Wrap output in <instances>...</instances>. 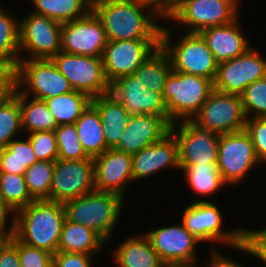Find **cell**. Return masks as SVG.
<instances>
[{
	"instance_id": "52a82bcc",
	"label": "cell",
	"mask_w": 266,
	"mask_h": 267,
	"mask_svg": "<svg viewBox=\"0 0 266 267\" xmlns=\"http://www.w3.org/2000/svg\"><path fill=\"white\" fill-rule=\"evenodd\" d=\"M56 68L68 80L73 90L84 93L90 99L110 93L102 57L58 52L51 58Z\"/></svg>"
},
{
	"instance_id": "ffe728a7",
	"label": "cell",
	"mask_w": 266,
	"mask_h": 267,
	"mask_svg": "<svg viewBox=\"0 0 266 267\" xmlns=\"http://www.w3.org/2000/svg\"><path fill=\"white\" fill-rule=\"evenodd\" d=\"M95 190L125 197V188L133 179L132 154L107 149L94 158Z\"/></svg>"
},
{
	"instance_id": "ab89813d",
	"label": "cell",
	"mask_w": 266,
	"mask_h": 267,
	"mask_svg": "<svg viewBox=\"0 0 266 267\" xmlns=\"http://www.w3.org/2000/svg\"><path fill=\"white\" fill-rule=\"evenodd\" d=\"M39 161L58 159V147L54 131H35L28 136Z\"/></svg>"
},
{
	"instance_id": "e0dca14e",
	"label": "cell",
	"mask_w": 266,
	"mask_h": 267,
	"mask_svg": "<svg viewBox=\"0 0 266 267\" xmlns=\"http://www.w3.org/2000/svg\"><path fill=\"white\" fill-rule=\"evenodd\" d=\"M107 42L103 24L93 11L83 18L62 23V52L102 57Z\"/></svg>"
},
{
	"instance_id": "8d00e7d4",
	"label": "cell",
	"mask_w": 266,
	"mask_h": 267,
	"mask_svg": "<svg viewBox=\"0 0 266 267\" xmlns=\"http://www.w3.org/2000/svg\"><path fill=\"white\" fill-rule=\"evenodd\" d=\"M22 129L21 106L14 95L0 107V149L5 148Z\"/></svg>"
},
{
	"instance_id": "6da1fadb",
	"label": "cell",
	"mask_w": 266,
	"mask_h": 267,
	"mask_svg": "<svg viewBox=\"0 0 266 267\" xmlns=\"http://www.w3.org/2000/svg\"><path fill=\"white\" fill-rule=\"evenodd\" d=\"M65 219L62 203L34 200L14 213L11 233L26 245L55 254Z\"/></svg>"
},
{
	"instance_id": "277c9868",
	"label": "cell",
	"mask_w": 266,
	"mask_h": 267,
	"mask_svg": "<svg viewBox=\"0 0 266 267\" xmlns=\"http://www.w3.org/2000/svg\"><path fill=\"white\" fill-rule=\"evenodd\" d=\"M213 91V80L172 71L163 91L170 123L192 119Z\"/></svg>"
},
{
	"instance_id": "7bdbcfd3",
	"label": "cell",
	"mask_w": 266,
	"mask_h": 267,
	"mask_svg": "<svg viewBox=\"0 0 266 267\" xmlns=\"http://www.w3.org/2000/svg\"><path fill=\"white\" fill-rule=\"evenodd\" d=\"M235 249L245 251L266 264V228L261 230H244V242Z\"/></svg>"
},
{
	"instance_id": "4316f807",
	"label": "cell",
	"mask_w": 266,
	"mask_h": 267,
	"mask_svg": "<svg viewBox=\"0 0 266 267\" xmlns=\"http://www.w3.org/2000/svg\"><path fill=\"white\" fill-rule=\"evenodd\" d=\"M75 125L88 157L94 159L107 150L100 115L91 103L82 112Z\"/></svg>"
},
{
	"instance_id": "d6a6232c",
	"label": "cell",
	"mask_w": 266,
	"mask_h": 267,
	"mask_svg": "<svg viewBox=\"0 0 266 267\" xmlns=\"http://www.w3.org/2000/svg\"><path fill=\"white\" fill-rule=\"evenodd\" d=\"M19 21L0 7V66L16 67L20 60Z\"/></svg>"
},
{
	"instance_id": "f6af8a7d",
	"label": "cell",
	"mask_w": 266,
	"mask_h": 267,
	"mask_svg": "<svg viewBox=\"0 0 266 267\" xmlns=\"http://www.w3.org/2000/svg\"><path fill=\"white\" fill-rule=\"evenodd\" d=\"M93 255L57 251L53 254L52 267H91Z\"/></svg>"
},
{
	"instance_id": "ee69618b",
	"label": "cell",
	"mask_w": 266,
	"mask_h": 267,
	"mask_svg": "<svg viewBox=\"0 0 266 267\" xmlns=\"http://www.w3.org/2000/svg\"><path fill=\"white\" fill-rule=\"evenodd\" d=\"M16 89V69L10 66H0V107L14 96Z\"/></svg>"
},
{
	"instance_id": "ba28073f",
	"label": "cell",
	"mask_w": 266,
	"mask_h": 267,
	"mask_svg": "<svg viewBox=\"0 0 266 267\" xmlns=\"http://www.w3.org/2000/svg\"><path fill=\"white\" fill-rule=\"evenodd\" d=\"M15 69L17 88L25 96H31V91L33 98L45 100L73 91L69 80L58 71L51 59L21 58Z\"/></svg>"
},
{
	"instance_id": "1f68e13d",
	"label": "cell",
	"mask_w": 266,
	"mask_h": 267,
	"mask_svg": "<svg viewBox=\"0 0 266 267\" xmlns=\"http://www.w3.org/2000/svg\"><path fill=\"white\" fill-rule=\"evenodd\" d=\"M37 161L32 144L27 140H12L0 149V173L24 175L28 167Z\"/></svg>"
},
{
	"instance_id": "d6986e66",
	"label": "cell",
	"mask_w": 266,
	"mask_h": 267,
	"mask_svg": "<svg viewBox=\"0 0 266 267\" xmlns=\"http://www.w3.org/2000/svg\"><path fill=\"white\" fill-rule=\"evenodd\" d=\"M110 93L130 115L168 116L163 95L146 89L134 74L113 81L110 84Z\"/></svg>"
},
{
	"instance_id": "5bb4252c",
	"label": "cell",
	"mask_w": 266,
	"mask_h": 267,
	"mask_svg": "<svg viewBox=\"0 0 266 267\" xmlns=\"http://www.w3.org/2000/svg\"><path fill=\"white\" fill-rule=\"evenodd\" d=\"M61 34L62 23L32 12L19 21L20 51L29 59H51L61 51Z\"/></svg>"
},
{
	"instance_id": "7c38bea8",
	"label": "cell",
	"mask_w": 266,
	"mask_h": 267,
	"mask_svg": "<svg viewBox=\"0 0 266 267\" xmlns=\"http://www.w3.org/2000/svg\"><path fill=\"white\" fill-rule=\"evenodd\" d=\"M256 164L255 147L245 130L220 135L217 166L226 184L241 183Z\"/></svg>"
},
{
	"instance_id": "30bf717a",
	"label": "cell",
	"mask_w": 266,
	"mask_h": 267,
	"mask_svg": "<svg viewBox=\"0 0 266 267\" xmlns=\"http://www.w3.org/2000/svg\"><path fill=\"white\" fill-rule=\"evenodd\" d=\"M170 132L177 140L180 168L217 163L219 134L199 126L192 119L172 123Z\"/></svg>"
},
{
	"instance_id": "d4e9b609",
	"label": "cell",
	"mask_w": 266,
	"mask_h": 267,
	"mask_svg": "<svg viewBox=\"0 0 266 267\" xmlns=\"http://www.w3.org/2000/svg\"><path fill=\"white\" fill-rule=\"evenodd\" d=\"M113 258L119 267H165L145 234L121 243Z\"/></svg>"
},
{
	"instance_id": "681fc988",
	"label": "cell",
	"mask_w": 266,
	"mask_h": 267,
	"mask_svg": "<svg viewBox=\"0 0 266 267\" xmlns=\"http://www.w3.org/2000/svg\"><path fill=\"white\" fill-rule=\"evenodd\" d=\"M14 214L8 207L7 205L4 203L2 195L0 193V225L6 226L7 223V216H9V213Z\"/></svg>"
},
{
	"instance_id": "44dd1931",
	"label": "cell",
	"mask_w": 266,
	"mask_h": 267,
	"mask_svg": "<svg viewBox=\"0 0 266 267\" xmlns=\"http://www.w3.org/2000/svg\"><path fill=\"white\" fill-rule=\"evenodd\" d=\"M169 116L131 115L115 150L135 154L170 132Z\"/></svg>"
},
{
	"instance_id": "7a4b0ae2",
	"label": "cell",
	"mask_w": 266,
	"mask_h": 267,
	"mask_svg": "<svg viewBox=\"0 0 266 267\" xmlns=\"http://www.w3.org/2000/svg\"><path fill=\"white\" fill-rule=\"evenodd\" d=\"M92 11L101 20L109 41L161 40L162 26L146 7L120 0H93Z\"/></svg>"
},
{
	"instance_id": "f907efd6",
	"label": "cell",
	"mask_w": 266,
	"mask_h": 267,
	"mask_svg": "<svg viewBox=\"0 0 266 267\" xmlns=\"http://www.w3.org/2000/svg\"><path fill=\"white\" fill-rule=\"evenodd\" d=\"M11 235V227L7 230L6 226L0 225V248L5 244Z\"/></svg>"
},
{
	"instance_id": "484cf974",
	"label": "cell",
	"mask_w": 266,
	"mask_h": 267,
	"mask_svg": "<svg viewBox=\"0 0 266 267\" xmlns=\"http://www.w3.org/2000/svg\"><path fill=\"white\" fill-rule=\"evenodd\" d=\"M106 242L93 230L65 219L57 251L98 255Z\"/></svg>"
},
{
	"instance_id": "836d02e7",
	"label": "cell",
	"mask_w": 266,
	"mask_h": 267,
	"mask_svg": "<svg viewBox=\"0 0 266 267\" xmlns=\"http://www.w3.org/2000/svg\"><path fill=\"white\" fill-rule=\"evenodd\" d=\"M184 170L188 186L200 195H210L216 193L226 183L218 171L217 163L188 165Z\"/></svg>"
},
{
	"instance_id": "cb8c5ba5",
	"label": "cell",
	"mask_w": 266,
	"mask_h": 267,
	"mask_svg": "<svg viewBox=\"0 0 266 267\" xmlns=\"http://www.w3.org/2000/svg\"><path fill=\"white\" fill-rule=\"evenodd\" d=\"M91 104L100 115L107 149H113L125 131L131 115L111 93L91 99Z\"/></svg>"
},
{
	"instance_id": "7402d4cb",
	"label": "cell",
	"mask_w": 266,
	"mask_h": 267,
	"mask_svg": "<svg viewBox=\"0 0 266 267\" xmlns=\"http://www.w3.org/2000/svg\"><path fill=\"white\" fill-rule=\"evenodd\" d=\"M167 167L180 169L178 144L171 132L160 141L152 143L132 155L133 179L135 181L152 176Z\"/></svg>"
},
{
	"instance_id": "60d3db41",
	"label": "cell",
	"mask_w": 266,
	"mask_h": 267,
	"mask_svg": "<svg viewBox=\"0 0 266 267\" xmlns=\"http://www.w3.org/2000/svg\"><path fill=\"white\" fill-rule=\"evenodd\" d=\"M20 267H52L53 254L18 240Z\"/></svg>"
},
{
	"instance_id": "8fae6325",
	"label": "cell",
	"mask_w": 266,
	"mask_h": 267,
	"mask_svg": "<svg viewBox=\"0 0 266 267\" xmlns=\"http://www.w3.org/2000/svg\"><path fill=\"white\" fill-rule=\"evenodd\" d=\"M192 120L221 135L245 130L247 117L241 95L214 90Z\"/></svg>"
},
{
	"instance_id": "7dc6e473",
	"label": "cell",
	"mask_w": 266,
	"mask_h": 267,
	"mask_svg": "<svg viewBox=\"0 0 266 267\" xmlns=\"http://www.w3.org/2000/svg\"><path fill=\"white\" fill-rule=\"evenodd\" d=\"M124 2H129L132 4L141 5L143 7H148V9L158 16L163 18H168L171 14L173 7V0H120Z\"/></svg>"
},
{
	"instance_id": "603a6c76",
	"label": "cell",
	"mask_w": 266,
	"mask_h": 267,
	"mask_svg": "<svg viewBox=\"0 0 266 267\" xmlns=\"http://www.w3.org/2000/svg\"><path fill=\"white\" fill-rule=\"evenodd\" d=\"M239 26L237 18L231 23L208 27L199 32L218 63L243 55L251 48Z\"/></svg>"
},
{
	"instance_id": "f35d334b",
	"label": "cell",
	"mask_w": 266,
	"mask_h": 267,
	"mask_svg": "<svg viewBox=\"0 0 266 267\" xmlns=\"http://www.w3.org/2000/svg\"><path fill=\"white\" fill-rule=\"evenodd\" d=\"M244 112L247 118L266 117V76L248 85L241 94ZM253 112V113H252Z\"/></svg>"
},
{
	"instance_id": "2e32d148",
	"label": "cell",
	"mask_w": 266,
	"mask_h": 267,
	"mask_svg": "<svg viewBox=\"0 0 266 267\" xmlns=\"http://www.w3.org/2000/svg\"><path fill=\"white\" fill-rule=\"evenodd\" d=\"M266 76V60L253 48L233 59L218 63L214 90L241 95L245 88Z\"/></svg>"
},
{
	"instance_id": "d590c367",
	"label": "cell",
	"mask_w": 266,
	"mask_h": 267,
	"mask_svg": "<svg viewBox=\"0 0 266 267\" xmlns=\"http://www.w3.org/2000/svg\"><path fill=\"white\" fill-rule=\"evenodd\" d=\"M55 162L37 161L25 171V181L31 196L35 200L48 199L54 176Z\"/></svg>"
},
{
	"instance_id": "c3c4849f",
	"label": "cell",
	"mask_w": 266,
	"mask_h": 267,
	"mask_svg": "<svg viewBox=\"0 0 266 267\" xmlns=\"http://www.w3.org/2000/svg\"><path fill=\"white\" fill-rule=\"evenodd\" d=\"M212 251V259L210 263H207V267H242V265H239V263L235 262L233 259L230 260L227 256L225 257L217 251Z\"/></svg>"
},
{
	"instance_id": "ac0fdd59",
	"label": "cell",
	"mask_w": 266,
	"mask_h": 267,
	"mask_svg": "<svg viewBox=\"0 0 266 267\" xmlns=\"http://www.w3.org/2000/svg\"><path fill=\"white\" fill-rule=\"evenodd\" d=\"M145 236L165 265H194L195 247L201 241L183 223L149 231Z\"/></svg>"
},
{
	"instance_id": "3957f363",
	"label": "cell",
	"mask_w": 266,
	"mask_h": 267,
	"mask_svg": "<svg viewBox=\"0 0 266 267\" xmlns=\"http://www.w3.org/2000/svg\"><path fill=\"white\" fill-rule=\"evenodd\" d=\"M123 202L124 198L118 194L94 190L63 205L67 220L88 227L107 244Z\"/></svg>"
},
{
	"instance_id": "f546056e",
	"label": "cell",
	"mask_w": 266,
	"mask_h": 267,
	"mask_svg": "<svg viewBox=\"0 0 266 267\" xmlns=\"http://www.w3.org/2000/svg\"><path fill=\"white\" fill-rule=\"evenodd\" d=\"M33 13L44 15L60 23L83 18L92 11L93 0H32Z\"/></svg>"
},
{
	"instance_id": "4dcf8cb0",
	"label": "cell",
	"mask_w": 266,
	"mask_h": 267,
	"mask_svg": "<svg viewBox=\"0 0 266 267\" xmlns=\"http://www.w3.org/2000/svg\"><path fill=\"white\" fill-rule=\"evenodd\" d=\"M44 101L58 126L75 124L82 112L91 103V99L87 95L75 90Z\"/></svg>"
},
{
	"instance_id": "816d5d0a",
	"label": "cell",
	"mask_w": 266,
	"mask_h": 267,
	"mask_svg": "<svg viewBox=\"0 0 266 267\" xmlns=\"http://www.w3.org/2000/svg\"><path fill=\"white\" fill-rule=\"evenodd\" d=\"M165 267H198L194 265H165Z\"/></svg>"
},
{
	"instance_id": "e575fe53",
	"label": "cell",
	"mask_w": 266,
	"mask_h": 267,
	"mask_svg": "<svg viewBox=\"0 0 266 267\" xmlns=\"http://www.w3.org/2000/svg\"><path fill=\"white\" fill-rule=\"evenodd\" d=\"M0 193L13 213L35 200L28 191L24 175L0 173Z\"/></svg>"
},
{
	"instance_id": "74e56055",
	"label": "cell",
	"mask_w": 266,
	"mask_h": 267,
	"mask_svg": "<svg viewBox=\"0 0 266 267\" xmlns=\"http://www.w3.org/2000/svg\"><path fill=\"white\" fill-rule=\"evenodd\" d=\"M54 133L58 147V159L80 160L89 158L79 140L75 124L60 125Z\"/></svg>"
},
{
	"instance_id": "9a60e30c",
	"label": "cell",
	"mask_w": 266,
	"mask_h": 267,
	"mask_svg": "<svg viewBox=\"0 0 266 267\" xmlns=\"http://www.w3.org/2000/svg\"><path fill=\"white\" fill-rule=\"evenodd\" d=\"M160 46L161 40H108L102 54L107 81L133 74Z\"/></svg>"
},
{
	"instance_id": "f1b7e54d",
	"label": "cell",
	"mask_w": 266,
	"mask_h": 267,
	"mask_svg": "<svg viewBox=\"0 0 266 267\" xmlns=\"http://www.w3.org/2000/svg\"><path fill=\"white\" fill-rule=\"evenodd\" d=\"M20 102L22 129L27 133L35 131H55L58 124L50 112L44 100L33 98L31 102H27L29 96H25L18 91L14 94Z\"/></svg>"
},
{
	"instance_id": "4fadbf2b",
	"label": "cell",
	"mask_w": 266,
	"mask_h": 267,
	"mask_svg": "<svg viewBox=\"0 0 266 267\" xmlns=\"http://www.w3.org/2000/svg\"><path fill=\"white\" fill-rule=\"evenodd\" d=\"M95 190V165L93 158L55 161L54 176L47 200L65 202Z\"/></svg>"
},
{
	"instance_id": "8992f818",
	"label": "cell",
	"mask_w": 266,
	"mask_h": 267,
	"mask_svg": "<svg viewBox=\"0 0 266 267\" xmlns=\"http://www.w3.org/2000/svg\"><path fill=\"white\" fill-rule=\"evenodd\" d=\"M239 0H173L169 19L189 25L187 33L225 25L238 17Z\"/></svg>"
},
{
	"instance_id": "9c48e42d",
	"label": "cell",
	"mask_w": 266,
	"mask_h": 267,
	"mask_svg": "<svg viewBox=\"0 0 266 267\" xmlns=\"http://www.w3.org/2000/svg\"><path fill=\"white\" fill-rule=\"evenodd\" d=\"M216 204L209 201H195L184 209L182 223L201 242H220L233 248L244 242L245 229L222 230L223 218Z\"/></svg>"
},
{
	"instance_id": "5b68a950",
	"label": "cell",
	"mask_w": 266,
	"mask_h": 267,
	"mask_svg": "<svg viewBox=\"0 0 266 267\" xmlns=\"http://www.w3.org/2000/svg\"><path fill=\"white\" fill-rule=\"evenodd\" d=\"M172 28H161V47L168 53L173 71L215 79L218 62L199 33H184L174 44L170 37ZM172 43V44H171Z\"/></svg>"
},
{
	"instance_id": "bcb514c9",
	"label": "cell",
	"mask_w": 266,
	"mask_h": 267,
	"mask_svg": "<svg viewBox=\"0 0 266 267\" xmlns=\"http://www.w3.org/2000/svg\"><path fill=\"white\" fill-rule=\"evenodd\" d=\"M0 267H20L18 239L12 233L0 248Z\"/></svg>"
},
{
	"instance_id": "83f0119b",
	"label": "cell",
	"mask_w": 266,
	"mask_h": 267,
	"mask_svg": "<svg viewBox=\"0 0 266 267\" xmlns=\"http://www.w3.org/2000/svg\"><path fill=\"white\" fill-rule=\"evenodd\" d=\"M172 71L171 59L168 53L160 46L133 74L146 89L163 95L166 80Z\"/></svg>"
},
{
	"instance_id": "b9f144b4",
	"label": "cell",
	"mask_w": 266,
	"mask_h": 267,
	"mask_svg": "<svg viewBox=\"0 0 266 267\" xmlns=\"http://www.w3.org/2000/svg\"><path fill=\"white\" fill-rule=\"evenodd\" d=\"M245 131L253 141L258 161L266 163V117L247 118Z\"/></svg>"
}]
</instances>
